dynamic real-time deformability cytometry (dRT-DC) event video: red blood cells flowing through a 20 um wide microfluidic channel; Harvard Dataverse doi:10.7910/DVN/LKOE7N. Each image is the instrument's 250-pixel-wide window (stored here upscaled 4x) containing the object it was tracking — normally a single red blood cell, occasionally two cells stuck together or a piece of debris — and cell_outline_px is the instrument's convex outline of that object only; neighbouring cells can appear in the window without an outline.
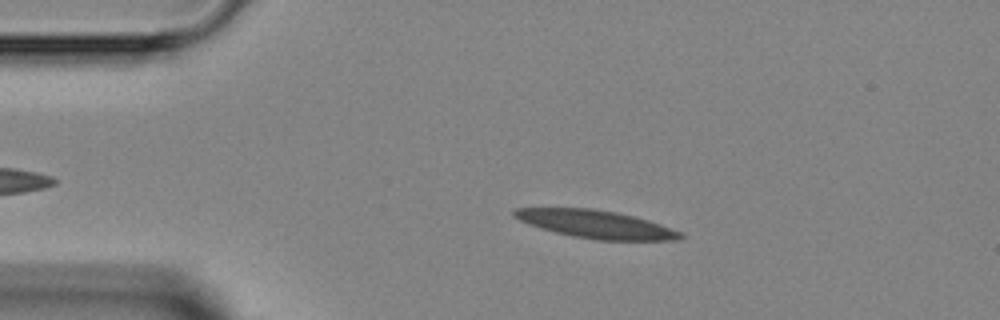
{"species": "Egyptian fruit bat (a non-hibernating species)", "species_latin": "Rousettus aegyptiacus", "temperature_condition": "room temperature", "stored_images_in_passage": 4, "camera_frame_rate_fps": 3000, "um_per_image_px": 0.085, "animal": {"sex": "female"}, "frame": {"image": 1, "passage_image": 3, "time_ms": 2.333, "image_size_px": [1000, 320], "cell_outline_px": [[684, 236], [680, 240], [596, 240], [572, 236], [556, 232], [528, 224], [512, 216], [512, 212], [516, 208], [592, 208], [616, 212], [648, 220], [684, 232]], "centroid_in_image_um": [50.68, 19.06], "position_along_channel_um": 34.3, "area_um2": 26.99}}